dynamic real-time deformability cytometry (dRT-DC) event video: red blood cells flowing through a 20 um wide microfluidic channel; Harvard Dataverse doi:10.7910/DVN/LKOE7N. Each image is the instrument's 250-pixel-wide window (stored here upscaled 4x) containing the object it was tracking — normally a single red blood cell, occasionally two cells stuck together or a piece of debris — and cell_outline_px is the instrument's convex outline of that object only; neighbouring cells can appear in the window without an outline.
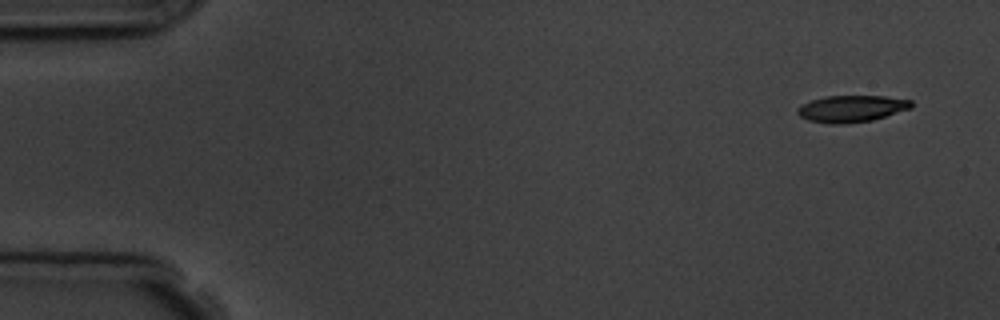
{"species": "common noctule bat (a hibernating species)", "species_latin": "Nyctalus noctula", "temperature_condition": "room temperature", "stored_images_in_passage": 11, "camera_frame_rate_fps": 3000, "um_per_image_px": 0.085, "animal": {"sex": "male", "body_mass_g": 19.5, "forearm_length_mm": 54.6}, "frame": {"image": 1, "passage_image": 1, "time_ms": 0.0, "image_size_px": [1000, 320], "cell_outline_px": [[912, 108], [872, 120], [844, 124], [828, 124], [808, 120], [800, 116], [796, 112], [796, 108], [812, 100], [824, 96], [884, 96], [912, 100]], "centroid_in_image_um": [72.37, 9.24], "position_along_channel_um": 12.6, "area_um2": 17.74}}
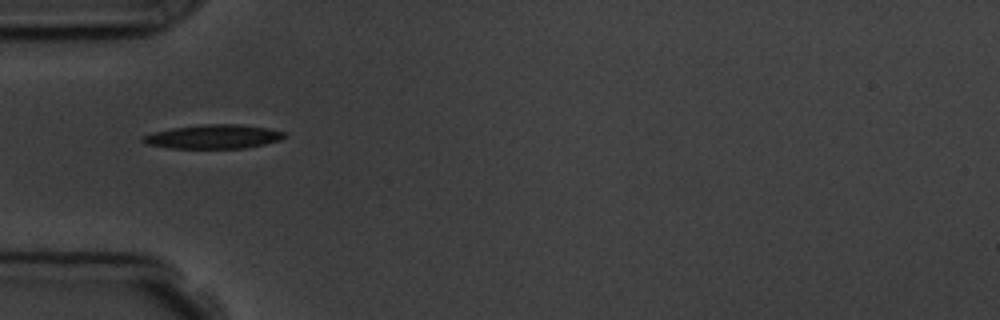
{"frame": {"image": 2, "passage_image": 5, "time_ms": 4.667, "image_size_px": [1000, 320], "cell_outline_px": [[288, 136], [280, 140], [264, 144], [244, 148], [168, 148], [148, 144], [140, 140], [140, 136], [152, 132], [172, 128], [204, 124], [240, 124], [268, 128], [284, 132]], "centroid_in_image_um": [18.13, 11.61], "position_along_channel_um": 66.9, "area_um2": 19.88}}